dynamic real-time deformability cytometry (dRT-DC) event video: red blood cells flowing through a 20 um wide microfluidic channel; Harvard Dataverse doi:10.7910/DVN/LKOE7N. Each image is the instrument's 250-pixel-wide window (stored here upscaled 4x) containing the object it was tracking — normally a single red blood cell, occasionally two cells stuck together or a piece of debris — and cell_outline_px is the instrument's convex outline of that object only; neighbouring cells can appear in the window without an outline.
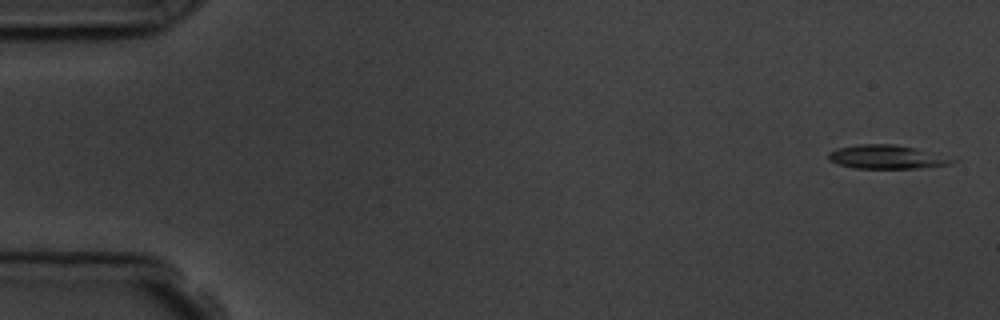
{"species": "common noctule bat (a hibernating species)", "species_latin": "Nyctalus noctula", "temperature_condition": "room temperature", "stored_images_in_passage": 5, "camera_frame_rate_fps": 3000, "um_per_image_px": 0.085, "animal": {"sex": "male", "body_mass_g": 19.5, "forearm_length_mm": 54.6}, "frame": {"image": 1, "passage_image": 1, "time_ms": 0.0, "image_size_px": [1000, 320], "cell_outline_px": [[956, 160], [948, 164], [920, 168], [856, 168], [836, 164], [828, 160], [828, 152], [836, 148], [860, 144], [896, 144], [916, 148]], "centroid_in_image_um": [75.26, 13.33], "position_along_channel_um": 9.7, "area_um2": 16.94}}
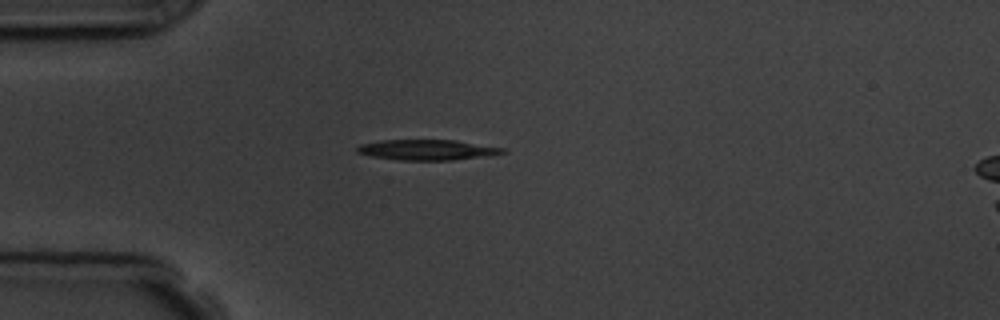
{"frame": {"image": 2, "passage_image": 5, "time_ms": 4.333, "image_size_px": [1000, 320], "cell_outline_px": [[508, 152], [492, 156], [452, 160], [396, 160], [372, 156], [356, 152], [356, 148], [360, 144], [380, 140], [456, 140], [508, 148]], "centroid_in_image_um": [36.41, 12.74], "position_along_channel_um": 48.6, "area_um2": 17.69}}